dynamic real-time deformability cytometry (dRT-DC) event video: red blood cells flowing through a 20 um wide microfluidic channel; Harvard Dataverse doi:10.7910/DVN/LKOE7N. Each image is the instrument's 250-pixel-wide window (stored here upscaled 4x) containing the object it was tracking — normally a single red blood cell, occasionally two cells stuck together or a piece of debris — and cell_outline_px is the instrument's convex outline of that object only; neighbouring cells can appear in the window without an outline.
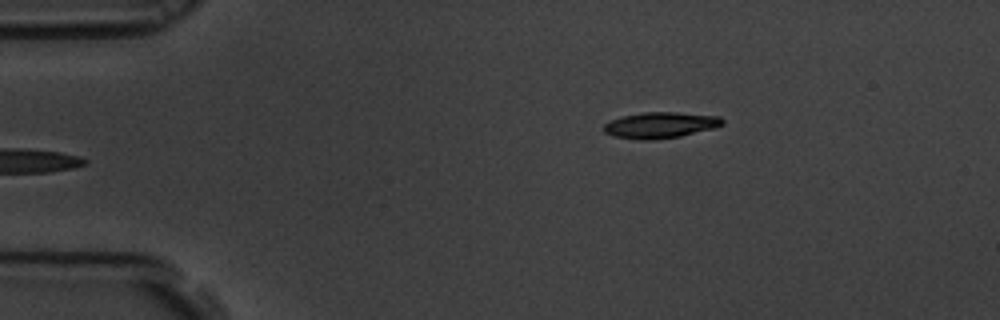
{"species": "common noctule bat (a hibernating species)", "species_latin": "Nyctalus noctula", "temperature_condition": "room temperature", "stored_images_in_passage": 48, "camera_frame_rate_fps": 3000, "um_per_image_px": 0.085, "animal": {"sex": "male", "body_mass_g": 19.5, "forearm_length_mm": 54.6}, "frame": {"image": 1, "passage_image": 1, "time_ms": 0.0, "image_size_px": [1000, 320], "cell_outline_px": [[724, 124], [716, 128], [680, 136], [648, 140], [644, 140], [612, 136], [604, 132], [604, 124], [608, 120], [620, 116], [644, 112], [676, 112], [720, 116], [724, 120]], "centroid_in_image_um": [56.13, 10.62], "position_along_channel_um": 28.9, "area_um2": 18.15}}
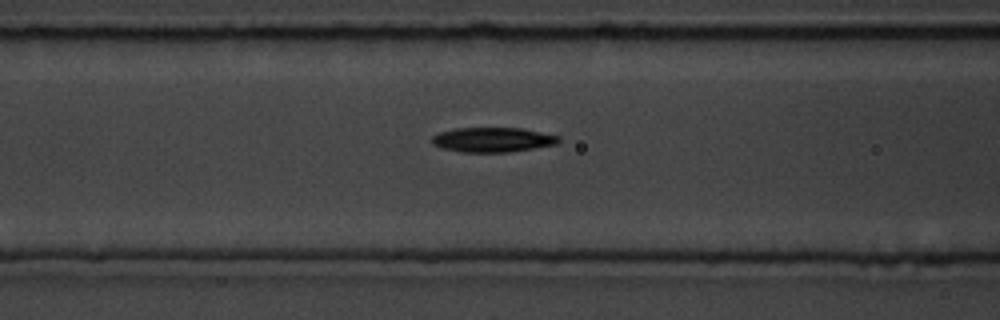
{"frame": {"image": 2, "passage_image": 14, "time_ms": 4.333, "image_size_px": [1000, 320], "cell_outline_px": [[560, 140], [556, 144], [508, 152], [460, 152], [444, 148], [432, 144], [432, 136], [440, 132], [456, 128], [524, 128], [560, 136]], "centroid_in_image_um": [41.88, 11.87], "position_along_channel_um": 124.7, "area_um2": 18.15}}
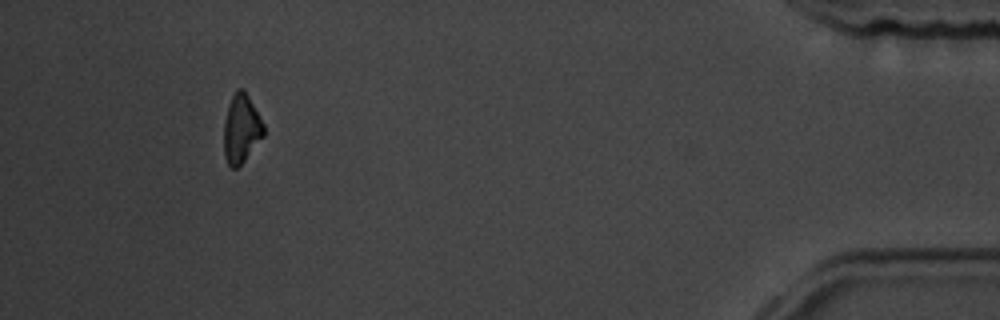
{"frame": {"image": 3, "passage_image": 44, "time_ms": 14.333, "image_size_px": [1000, 320], "cell_outline_px": [[264, 136], [244, 160], [236, 168], [232, 168], [228, 164], [224, 156], [224, 120], [232, 96], [236, 88], [244, 88], [264, 124]], "centroid_in_image_um": [20.51, 10.92], "position_along_channel_um": 414.7, "area_um2": 15.84}, "authors_computed_cell_mechanics": {"area_um2": 17.7446, "velocity_mm_per_s": 3.5563, "shape_relaxation_time_tau1_ms": 4.6916, "shape_relaxation_time_tau2_ms": null, "deformation_change_tau1": 0.1285, "deformation_change_tau2": null}}